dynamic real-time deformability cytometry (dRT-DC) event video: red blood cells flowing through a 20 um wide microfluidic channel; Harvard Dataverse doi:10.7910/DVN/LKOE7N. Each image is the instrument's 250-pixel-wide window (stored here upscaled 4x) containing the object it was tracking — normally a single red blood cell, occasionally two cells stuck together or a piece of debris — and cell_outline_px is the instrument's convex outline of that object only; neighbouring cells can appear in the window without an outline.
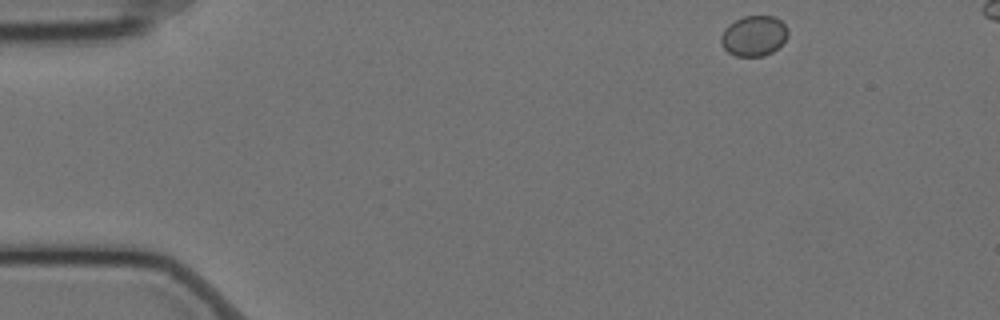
{"species": "Egyptian fruit bat (a non-hibernating species)", "species_latin": "Rousettus aegyptiacus", "temperature_condition": "cold", "stored_images_in_passage": 4, "camera_frame_rate_fps": 3000, "um_per_image_px": 0.085, "animal": {"sex": "female"}, "frame": {"image": 1, "passage_image": 1, "time_ms": 0.0, "image_size_px": [1000, 320], "cell_outline_px": [[788, 36], [772, 52], [764, 56], [736, 56], [728, 52], [720, 44], [720, 36], [724, 28], [728, 24], [744, 16], [772, 16], [780, 20], [788, 28]], "centroid_in_image_um": [64.05, 3.05], "position_along_channel_um": 21.0, "area_um2": 15.78}}